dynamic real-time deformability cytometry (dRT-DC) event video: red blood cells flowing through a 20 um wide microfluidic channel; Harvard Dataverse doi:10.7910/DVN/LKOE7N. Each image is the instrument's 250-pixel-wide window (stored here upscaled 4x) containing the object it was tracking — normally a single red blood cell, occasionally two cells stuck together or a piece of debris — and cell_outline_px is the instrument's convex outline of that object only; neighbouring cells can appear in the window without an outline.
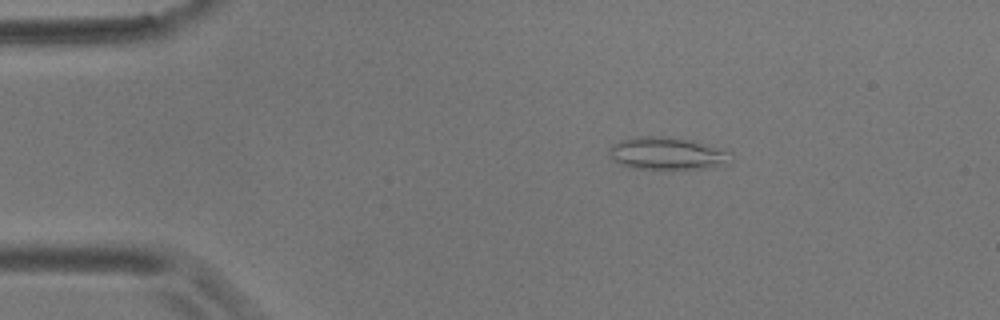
{"species": "common noctule bat (a hibernating species)", "species_latin": "Nyctalus noctula", "temperature_condition": "room temperature", "stored_images_in_passage": 3, "camera_frame_rate_fps": 3000, "um_per_image_px": 0.085, "animal": {"sex": "male", "body_mass_g": 17.9}, "frame": {"image": 1, "passage_image": 1, "time_ms": 0.0, "image_size_px": [1000, 320], "cell_outline_px": [[728, 164], [708, 168], [632, 168], [620, 164], [608, 152], [608, 148], [612, 144], [620, 140], [636, 136], [664, 136], [696, 140], [728, 152]], "centroid_in_image_um": [56.66, 13.02], "position_along_channel_um": 28.3, "area_um2": 22.77}}
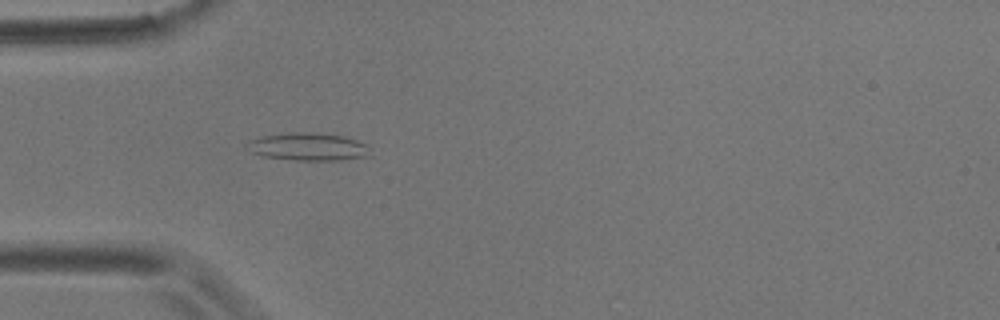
{"frame": {"image": 2, "passage_image": 3, "time_ms": 2.333, "image_size_px": [1000, 320], "cell_outline_px": [[372, 156], [340, 160], [292, 160], [260, 156], [244, 148], [244, 144], [248, 140], [260, 136], [288, 132], [312, 132], [344, 136], [368, 144], [372, 148]], "centroid_in_image_um": [26.19, 12.47], "position_along_channel_um": 58.8, "area_um2": 20.58}}